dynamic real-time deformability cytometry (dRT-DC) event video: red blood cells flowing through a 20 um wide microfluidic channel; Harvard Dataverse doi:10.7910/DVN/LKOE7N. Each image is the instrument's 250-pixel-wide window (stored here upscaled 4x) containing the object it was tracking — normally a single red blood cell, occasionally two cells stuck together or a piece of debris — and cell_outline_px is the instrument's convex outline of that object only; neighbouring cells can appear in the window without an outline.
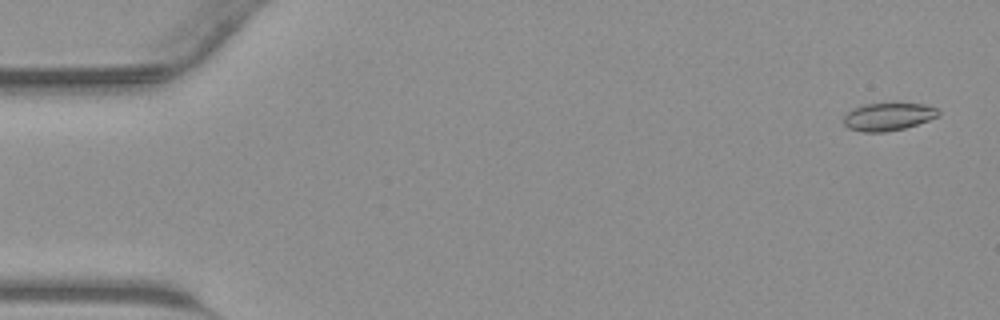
{"species": "common noctule bat (a hibernating species)", "species_latin": "Nyctalus noctula", "temperature_condition": "warm", "stored_images_in_passage": 44, "camera_frame_rate_fps": 3000, "um_per_image_px": 0.085, "animal": {"sex": "male", "body_mass_g": 23.1, "forearm_length_mm": 52.7}, "frame": {"image": 1, "passage_image": 2, "time_ms": 0.333, "image_size_px": [1000, 320], "cell_outline_px": [[940, 116], [904, 128], [884, 132], [864, 132], [848, 128], [844, 124], [844, 116], [852, 108], [864, 104], [896, 100], [924, 104], [936, 108], [940, 112]], "centroid_in_image_um": [75.51, 9.86], "position_along_channel_um": 9.5, "area_um2": 16.01}}
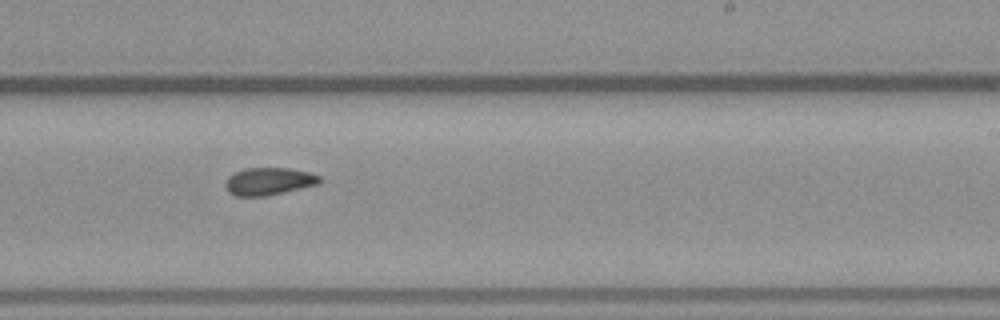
{"frame": {"image": 2, "passage_image": 27, "time_ms": 8.667, "image_size_px": [1000, 320], "cell_outline_px": [[320, 184], [268, 196], [236, 196], [228, 192], [224, 184], [228, 176], [244, 168], [288, 168], [308, 172], [320, 176]], "centroid_in_image_um": [22.84, 15.42], "position_along_channel_um": 266.2, "area_um2": 15.2}}
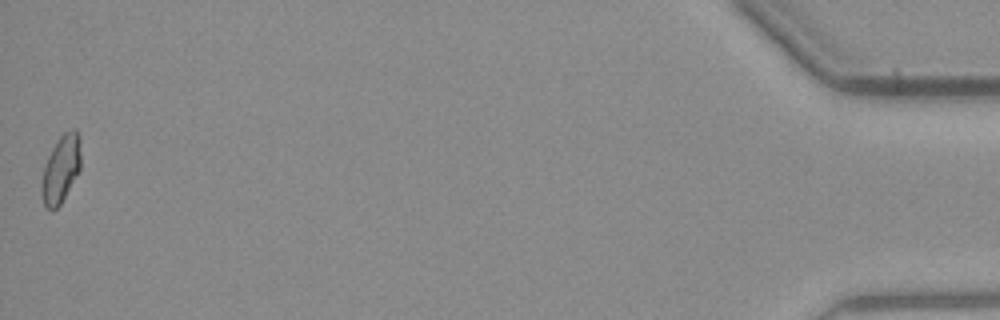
{"frame": {"image": 3, "passage_image": 44, "time_ms": 14.333, "image_size_px": [1000, 320], "cell_outline_px": [[80, 168], [60, 204], [52, 212], [44, 208], [44, 168], [48, 156], [52, 148], [60, 136], [64, 132], [72, 128], [76, 128], [80, 136]], "centroid_in_image_um": [5.22, 14.3], "position_along_channel_um": 430.0, "area_um2": 14.85}}